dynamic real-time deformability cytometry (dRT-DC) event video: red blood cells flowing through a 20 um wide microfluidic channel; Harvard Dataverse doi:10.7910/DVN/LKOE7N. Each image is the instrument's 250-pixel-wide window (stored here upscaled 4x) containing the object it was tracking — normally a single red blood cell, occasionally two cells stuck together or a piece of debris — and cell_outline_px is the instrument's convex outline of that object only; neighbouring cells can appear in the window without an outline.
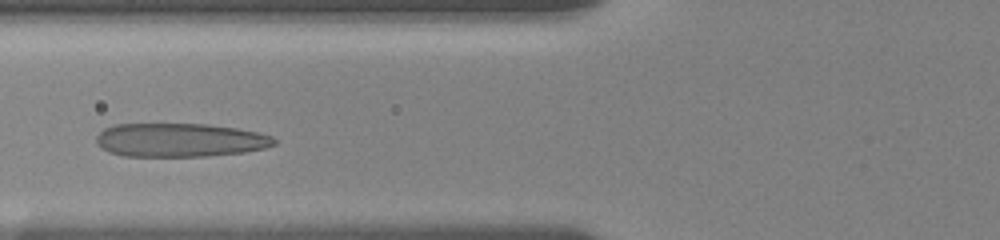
{"species": "human", "species_latin": "Homo sapiens", "temperature_condition": "room temperature", "stored_images_in_passage": 38, "camera_frame_rate_fps": 3000, "um_per_image_px": 0.085, "donor": {"sex": "female"}, "frame": {"image": 1, "passage_image": 13, "time_ms": 4.0, "image_size_px": [1000, 240], "cell_outline_px": [[276, 144], [264, 148], [244, 152], [208, 156], [124, 156], [108, 152], [100, 148], [96, 144], [96, 136], [104, 128], [112, 124], [208, 124], [236, 128], [256, 132], [272, 136], [276, 140]], "centroid_in_image_um": [15.25, 11.9], "position_along_channel_um": 110.6, "area_um2": 35.08}}
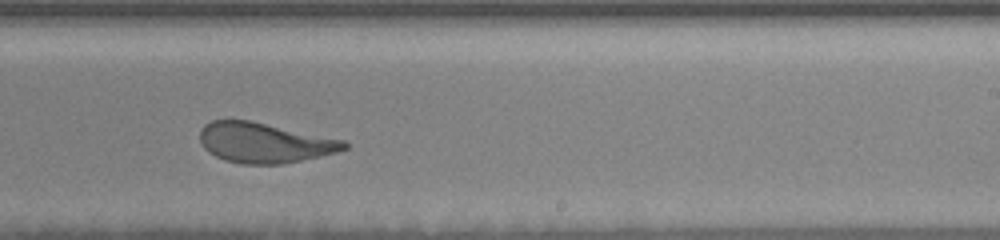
{"frame": {"image": 2, "passage_image": 26, "time_ms": 8.333, "image_size_px": [1000, 240], "cell_outline_px": [[348, 148], [336, 152], [320, 156], [284, 164], [240, 164], [224, 160], [208, 152], [200, 144], [200, 128], [204, 124], [212, 120], [248, 120], [344, 140], [348, 144]], "centroid_in_image_um": [22.43, 12.14], "position_along_channel_um": 266.6, "area_um2": 33.7}}
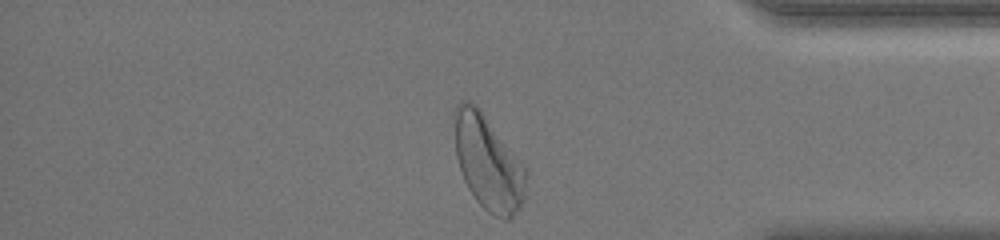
{"frame": {"image": 3, "passage_image": 38, "time_ms": 12.333, "image_size_px": [1000, 240], "cell_outline_px": [[528, 176], [524, 196], [520, 208], [512, 220], [504, 220], [488, 212], [476, 200], [468, 188], [464, 180], [456, 156], [456, 104], [460, 100], [468, 100], [476, 104], [480, 108], [528, 168]], "centroid_in_image_um": [41.55, 13.85], "position_along_channel_um": 393.6, "area_um2": 39.82}, "authors_computed_cell_mechanics": {"area_um2": 35.1135, "velocity_mm_per_s": 3.6002, "shape_relaxation_time_tau1_ms": 4.3926, "shape_relaxation_time_tau2_ms": 1.0509, "deformation_change_tau1": 0.1844, "deformation_change_tau2": 0.0968}}